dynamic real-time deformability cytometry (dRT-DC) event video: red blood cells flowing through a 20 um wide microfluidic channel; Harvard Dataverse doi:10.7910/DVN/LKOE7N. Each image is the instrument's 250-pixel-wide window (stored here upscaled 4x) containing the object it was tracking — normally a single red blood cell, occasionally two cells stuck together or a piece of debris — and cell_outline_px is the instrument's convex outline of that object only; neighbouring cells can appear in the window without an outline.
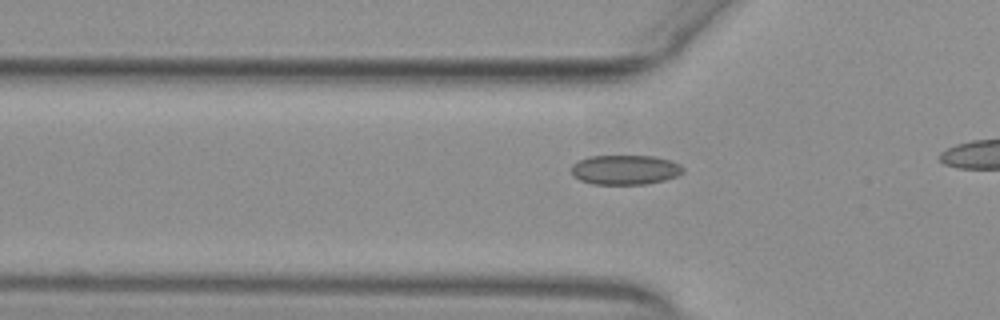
{"species": "common noctule bat (a hibernating species)", "species_latin": "Nyctalus noctula", "temperature_condition": "warm", "stored_images_in_passage": 15, "camera_frame_rate_fps": 3000, "um_per_image_px": 0.085, "animal": {"sex": "female", "body_mass_g": 29.2, "forearm_length_mm": 56.3}, "frame": {"image": 1, "passage_image": 9, "time_ms": 2.667, "image_size_px": [1000, 320], "cell_outline_px": [[684, 172], [676, 176], [664, 180], [644, 184], [592, 184], [580, 180], [572, 176], [572, 164], [588, 156], [656, 156], [672, 160], [680, 164], [684, 168]], "centroid_in_image_um": [53.15, 14.42], "position_along_channel_um": 72.7, "area_um2": 19.42}}
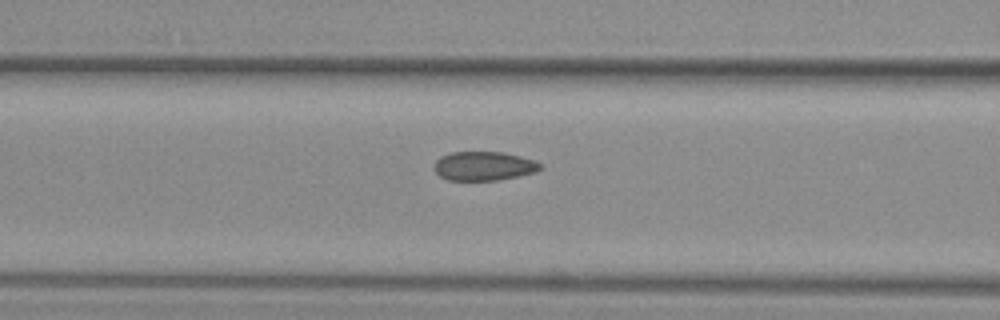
{"frame": {"image": 2, "passage_image": 13, "time_ms": 4.0, "image_size_px": [1000, 320], "cell_outline_px": [[544, 168], [536, 172], [496, 180], [448, 180], [440, 176], [436, 172], [436, 160], [440, 156], [452, 152], [504, 152], [520, 156], [544, 164]], "centroid_in_image_um": [41.16, 14.1], "position_along_channel_um": 125.4, "area_um2": 17.86}}